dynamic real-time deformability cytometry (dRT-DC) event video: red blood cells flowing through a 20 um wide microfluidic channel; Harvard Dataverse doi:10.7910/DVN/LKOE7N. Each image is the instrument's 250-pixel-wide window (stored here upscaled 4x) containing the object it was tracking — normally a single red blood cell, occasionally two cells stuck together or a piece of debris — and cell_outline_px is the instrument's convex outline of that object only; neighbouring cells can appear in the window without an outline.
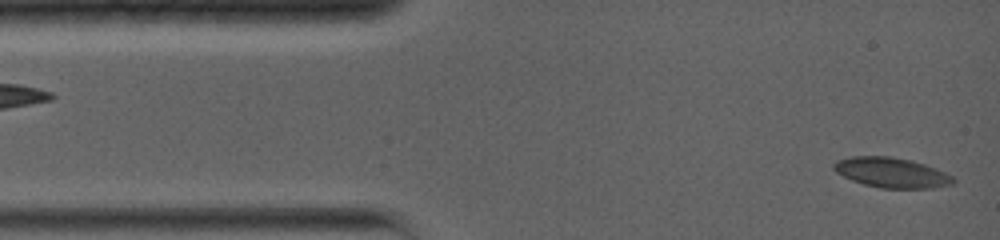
{"species": "common noctule bat (a hibernating species)", "species_latin": "Nyctalus noctula", "temperature_condition": "warm", "stored_images_in_passage": 4, "segment_of_instrument_passage": [2, 2], "camera_frame_rate_fps": 5000, "um_per_image_px": 0.085, "animal": {"sex": "female", "body_mass_g": 19.0, "forearm_length_mm": 56.7}, "frame": {"image": 1, "passage_image": 4, "time_ms": 3.4, "image_size_px": [1000, 240], "cell_outline_px": [[956, 180], [952, 184], [932, 188], [880, 188], [864, 184], [852, 180], [836, 172], [832, 168], [832, 164], [836, 160], [852, 156], [888, 156], [912, 160], [924, 164], [944, 172], [952, 176]], "centroid_in_image_um": [75.75, 14.66], "position_along_channel_um": 9.2, "area_um2": 20.87}}